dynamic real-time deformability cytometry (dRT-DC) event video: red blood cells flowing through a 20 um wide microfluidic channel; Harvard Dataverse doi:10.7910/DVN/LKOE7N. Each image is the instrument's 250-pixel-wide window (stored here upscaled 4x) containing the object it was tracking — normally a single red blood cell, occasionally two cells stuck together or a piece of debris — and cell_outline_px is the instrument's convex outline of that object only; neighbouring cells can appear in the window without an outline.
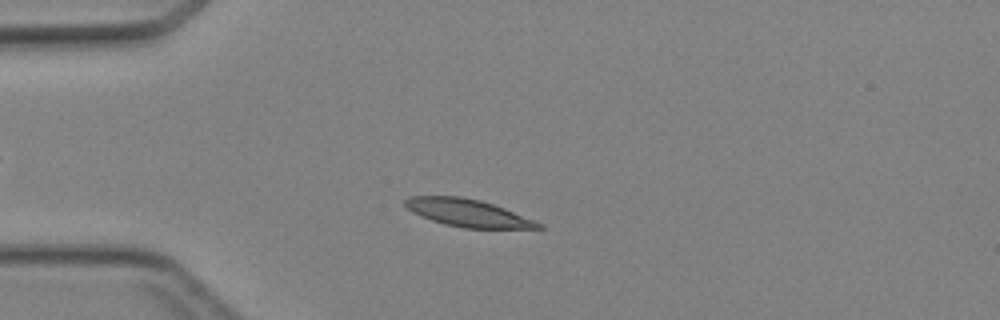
{"species": "Egyptian fruit bat (a non-hibernating species)", "species_latin": "Rousettus aegyptiacus", "temperature_condition": "cold", "stored_images_in_passage": 43, "camera_frame_rate_fps": 3000, "um_per_image_px": 0.085, "animal": {"sex": "female"}, "frame": {"image": 1, "passage_image": 9, "time_ms": 2.667, "image_size_px": [1000, 320], "cell_outline_px": [[544, 228], [464, 228], [444, 224], [432, 220], [412, 212], [404, 204], [404, 200], [408, 196], [460, 196], [480, 200], [504, 208], [544, 224]], "centroid_in_image_um": [39.75, 18.09], "position_along_channel_um": 45.2, "area_um2": 21.15}}
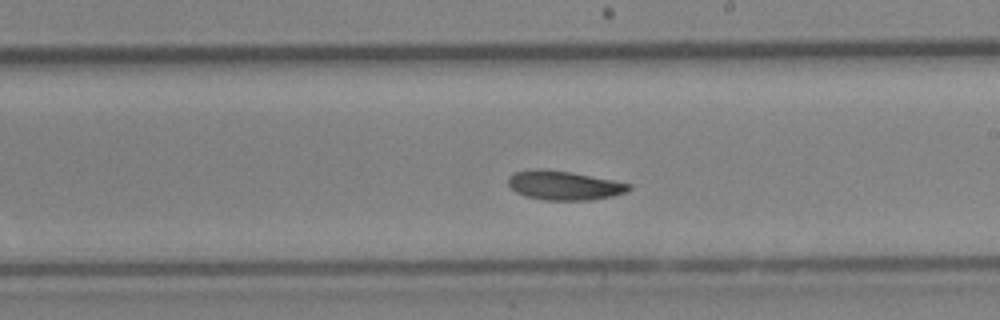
{"frame": {"image": 2, "passage_image": 24, "time_ms": 7.667, "image_size_px": [1000, 320], "cell_outline_px": [[632, 188], [624, 192], [612, 196], [592, 200], [544, 200], [524, 196], [516, 192], [508, 184], [508, 176], [516, 172], [536, 168], [540, 168], [572, 172], [632, 184]], "centroid_in_image_um": [47.93, 15.76], "position_along_channel_um": 241.1, "area_um2": 20.52}}
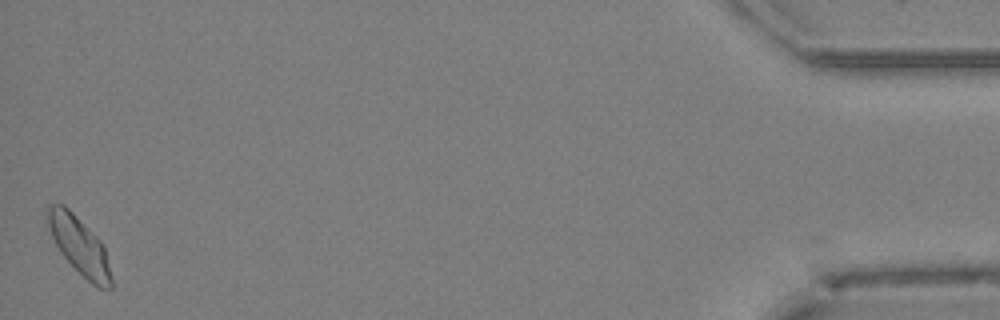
{"frame": {"image": 3, "passage_image": 43, "time_ms": 14.0, "image_size_px": [1000, 320], "cell_outline_px": [[112, 288], [96, 288], [60, 252], [48, 228], [48, 208], [52, 204], [64, 204], [100, 240], [104, 248], [112, 276]], "centroid_in_image_um": [6.77, 20.9], "position_along_channel_um": 428.4, "area_um2": 20.75}}